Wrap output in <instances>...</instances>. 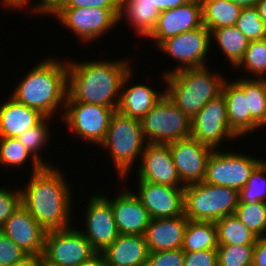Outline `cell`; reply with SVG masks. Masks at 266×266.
<instances>
[{"label": "cell", "mask_w": 266, "mask_h": 266, "mask_svg": "<svg viewBox=\"0 0 266 266\" xmlns=\"http://www.w3.org/2000/svg\"><path fill=\"white\" fill-rule=\"evenodd\" d=\"M115 110L102 105L66 101L64 110H61L64 113L59 116L77 138L97 146L104 141Z\"/></svg>", "instance_id": "8"}, {"label": "cell", "mask_w": 266, "mask_h": 266, "mask_svg": "<svg viewBox=\"0 0 266 266\" xmlns=\"http://www.w3.org/2000/svg\"><path fill=\"white\" fill-rule=\"evenodd\" d=\"M187 222L184 214L173 218L151 219L144 233L149 251L180 249Z\"/></svg>", "instance_id": "21"}, {"label": "cell", "mask_w": 266, "mask_h": 266, "mask_svg": "<svg viewBox=\"0 0 266 266\" xmlns=\"http://www.w3.org/2000/svg\"><path fill=\"white\" fill-rule=\"evenodd\" d=\"M37 266H53V265L47 263L44 259L41 258V259L38 261Z\"/></svg>", "instance_id": "52"}, {"label": "cell", "mask_w": 266, "mask_h": 266, "mask_svg": "<svg viewBox=\"0 0 266 266\" xmlns=\"http://www.w3.org/2000/svg\"><path fill=\"white\" fill-rule=\"evenodd\" d=\"M255 7L259 12L260 19L266 27V0H259Z\"/></svg>", "instance_id": "50"}, {"label": "cell", "mask_w": 266, "mask_h": 266, "mask_svg": "<svg viewBox=\"0 0 266 266\" xmlns=\"http://www.w3.org/2000/svg\"><path fill=\"white\" fill-rule=\"evenodd\" d=\"M7 99L0 105V137L17 138L45 117L11 96Z\"/></svg>", "instance_id": "25"}, {"label": "cell", "mask_w": 266, "mask_h": 266, "mask_svg": "<svg viewBox=\"0 0 266 266\" xmlns=\"http://www.w3.org/2000/svg\"><path fill=\"white\" fill-rule=\"evenodd\" d=\"M62 8L120 9V0H67Z\"/></svg>", "instance_id": "43"}, {"label": "cell", "mask_w": 266, "mask_h": 266, "mask_svg": "<svg viewBox=\"0 0 266 266\" xmlns=\"http://www.w3.org/2000/svg\"><path fill=\"white\" fill-rule=\"evenodd\" d=\"M218 245H255L257 236L231 214L215 222Z\"/></svg>", "instance_id": "31"}, {"label": "cell", "mask_w": 266, "mask_h": 266, "mask_svg": "<svg viewBox=\"0 0 266 266\" xmlns=\"http://www.w3.org/2000/svg\"><path fill=\"white\" fill-rule=\"evenodd\" d=\"M234 214L257 237L266 235V203H238Z\"/></svg>", "instance_id": "34"}, {"label": "cell", "mask_w": 266, "mask_h": 266, "mask_svg": "<svg viewBox=\"0 0 266 266\" xmlns=\"http://www.w3.org/2000/svg\"><path fill=\"white\" fill-rule=\"evenodd\" d=\"M262 160L233 150L225 152L222 149H214L209 156L203 182L233 188L239 192Z\"/></svg>", "instance_id": "9"}, {"label": "cell", "mask_w": 266, "mask_h": 266, "mask_svg": "<svg viewBox=\"0 0 266 266\" xmlns=\"http://www.w3.org/2000/svg\"><path fill=\"white\" fill-rule=\"evenodd\" d=\"M13 190L7 187L0 188V230L7 218L21 204V188Z\"/></svg>", "instance_id": "40"}, {"label": "cell", "mask_w": 266, "mask_h": 266, "mask_svg": "<svg viewBox=\"0 0 266 266\" xmlns=\"http://www.w3.org/2000/svg\"><path fill=\"white\" fill-rule=\"evenodd\" d=\"M168 145L181 183L186 186L203 182L207 162L214 149L192 137Z\"/></svg>", "instance_id": "15"}, {"label": "cell", "mask_w": 266, "mask_h": 266, "mask_svg": "<svg viewBox=\"0 0 266 266\" xmlns=\"http://www.w3.org/2000/svg\"><path fill=\"white\" fill-rule=\"evenodd\" d=\"M95 253L78 226L72 225L47 231L41 257L53 266H76Z\"/></svg>", "instance_id": "11"}, {"label": "cell", "mask_w": 266, "mask_h": 266, "mask_svg": "<svg viewBox=\"0 0 266 266\" xmlns=\"http://www.w3.org/2000/svg\"><path fill=\"white\" fill-rule=\"evenodd\" d=\"M41 258H42L41 256H37V255H28L27 257H25L21 261L16 262L10 266H37L38 261Z\"/></svg>", "instance_id": "49"}, {"label": "cell", "mask_w": 266, "mask_h": 266, "mask_svg": "<svg viewBox=\"0 0 266 266\" xmlns=\"http://www.w3.org/2000/svg\"><path fill=\"white\" fill-rule=\"evenodd\" d=\"M239 192L205 182L184 187V215L188 220L213 222L234 214Z\"/></svg>", "instance_id": "6"}, {"label": "cell", "mask_w": 266, "mask_h": 266, "mask_svg": "<svg viewBox=\"0 0 266 266\" xmlns=\"http://www.w3.org/2000/svg\"><path fill=\"white\" fill-rule=\"evenodd\" d=\"M254 245H218V266H252Z\"/></svg>", "instance_id": "37"}, {"label": "cell", "mask_w": 266, "mask_h": 266, "mask_svg": "<svg viewBox=\"0 0 266 266\" xmlns=\"http://www.w3.org/2000/svg\"><path fill=\"white\" fill-rule=\"evenodd\" d=\"M185 252L180 249L149 252L146 266H184Z\"/></svg>", "instance_id": "41"}, {"label": "cell", "mask_w": 266, "mask_h": 266, "mask_svg": "<svg viewBox=\"0 0 266 266\" xmlns=\"http://www.w3.org/2000/svg\"><path fill=\"white\" fill-rule=\"evenodd\" d=\"M160 11L150 0H121L119 21L124 17L131 28L142 38H147L154 30Z\"/></svg>", "instance_id": "26"}, {"label": "cell", "mask_w": 266, "mask_h": 266, "mask_svg": "<svg viewBox=\"0 0 266 266\" xmlns=\"http://www.w3.org/2000/svg\"><path fill=\"white\" fill-rule=\"evenodd\" d=\"M133 191L151 219L173 218L184 214V188L153 184L138 179Z\"/></svg>", "instance_id": "16"}, {"label": "cell", "mask_w": 266, "mask_h": 266, "mask_svg": "<svg viewBox=\"0 0 266 266\" xmlns=\"http://www.w3.org/2000/svg\"><path fill=\"white\" fill-rule=\"evenodd\" d=\"M153 5L161 12L164 10L173 9L180 5L186 4L190 0H150Z\"/></svg>", "instance_id": "46"}, {"label": "cell", "mask_w": 266, "mask_h": 266, "mask_svg": "<svg viewBox=\"0 0 266 266\" xmlns=\"http://www.w3.org/2000/svg\"><path fill=\"white\" fill-rule=\"evenodd\" d=\"M67 61L41 59L25 74L12 94L17 102L38 110L52 118L58 109H64L67 97ZM63 106V107H62Z\"/></svg>", "instance_id": "3"}, {"label": "cell", "mask_w": 266, "mask_h": 266, "mask_svg": "<svg viewBox=\"0 0 266 266\" xmlns=\"http://www.w3.org/2000/svg\"><path fill=\"white\" fill-rule=\"evenodd\" d=\"M218 248L217 227L213 222L188 220L181 249L195 252Z\"/></svg>", "instance_id": "29"}, {"label": "cell", "mask_w": 266, "mask_h": 266, "mask_svg": "<svg viewBox=\"0 0 266 266\" xmlns=\"http://www.w3.org/2000/svg\"><path fill=\"white\" fill-rule=\"evenodd\" d=\"M21 187V203L46 230L64 229L70 224L72 191L63 171L57 166L31 173Z\"/></svg>", "instance_id": "2"}, {"label": "cell", "mask_w": 266, "mask_h": 266, "mask_svg": "<svg viewBox=\"0 0 266 266\" xmlns=\"http://www.w3.org/2000/svg\"><path fill=\"white\" fill-rule=\"evenodd\" d=\"M140 121L149 144H168L191 137V120L166 95Z\"/></svg>", "instance_id": "7"}, {"label": "cell", "mask_w": 266, "mask_h": 266, "mask_svg": "<svg viewBox=\"0 0 266 266\" xmlns=\"http://www.w3.org/2000/svg\"><path fill=\"white\" fill-rule=\"evenodd\" d=\"M191 137L213 149L221 148L224 140L239 139L228 125L223 94L210 100L191 120Z\"/></svg>", "instance_id": "13"}, {"label": "cell", "mask_w": 266, "mask_h": 266, "mask_svg": "<svg viewBox=\"0 0 266 266\" xmlns=\"http://www.w3.org/2000/svg\"><path fill=\"white\" fill-rule=\"evenodd\" d=\"M234 82L244 91L251 117L261 126L266 120V78H236Z\"/></svg>", "instance_id": "30"}, {"label": "cell", "mask_w": 266, "mask_h": 266, "mask_svg": "<svg viewBox=\"0 0 266 266\" xmlns=\"http://www.w3.org/2000/svg\"><path fill=\"white\" fill-rule=\"evenodd\" d=\"M76 266H106L103 255L101 253H95L88 260L76 265Z\"/></svg>", "instance_id": "48"}, {"label": "cell", "mask_w": 266, "mask_h": 266, "mask_svg": "<svg viewBox=\"0 0 266 266\" xmlns=\"http://www.w3.org/2000/svg\"><path fill=\"white\" fill-rule=\"evenodd\" d=\"M235 26L249 41L266 38V27L255 6L242 8Z\"/></svg>", "instance_id": "38"}, {"label": "cell", "mask_w": 266, "mask_h": 266, "mask_svg": "<svg viewBox=\"0 0 266 266\" xmlns=\"http://www.w3.org/2000/svg\"><path fill=\"white\" fill-rule=\"evenodd\" d=\"M234 4L241 8L254 7L259 0H231Z\"/></svg>", "instance_id": "51"}, {"label": "cell", "mask_w": 266, "mask_h": 266, "mask_svg": "<svg viewBox=\"0 0 266 266\" xmlns=\"http://www.w3.org/2000/svg\"><path fill=\"white\" fill-rule=\"evenodd\" d=\"M203 26L201 0H190L179 7L159 13L157 24L147 39L158 47L163 41L178 34Z\"/></svg>", "instance_id": "18"}, {"label": "cell", "mask_w": 266, "mask_h": 266, "mask_svg": "<svg viewBox=\"0 0 266 266\" xmlns=\"http://www.w3.org/2000/svg\"><path fill=\"white\" fill-rule=\"evenodd\" d=\"M217 42L218 49L235 69L242 61L250 41L236 26L217 28L211 32V41Z\"/></svg>", "instance_id": "28"}, {"label": "cell", "mask_w": 266, "mask_h": 266, "mask_svg": "<svg viewBox=\"0 0 266 266\" xmlns=\"http://www.w3.org/2000/svg\"><path fill=\"white\" fill-rule=\"evenodd\" d=\"M50 117H44L37 125L31 127L27 131H24L17 139L22 143L23 146L45 167H53L50 161L42 159L41 150L45 148L44 146L49 143L50 139V127H49ZM47 161V162H46Z\"/></svg>", "instance_id": "33"}, {"label": "cell", "mask_w": 266, "mask_h": 266, "mask_svg": "<svg viewBox=\"0 0 266 266\" xmlns=\"http://www.w3.org/2000/svg\"><path fill=\"white\" fill-rule=\"evenodd\" d=\"M137 178L153 184L184 188L168 144L147 143L141 155Z\"/></svg>", "instance_id": "17"}, {"label": "cell", "mask_w": 266, "mask_h": 266, "mask_svg": "<svg viewBox=\"0 0 266 266\" xmlns=\"http://www.w3.org/2000/svg\"><path fill=\"white\" fill-rule=\"evenodd\" d=\"M253 266H266V235L258 237L253 249Z\"/></svg>", "instance_id": "45"}, {"label": "cell", "mask_w": 266, "mask_h": 266, "mask_svg": "<svg viewBox=\"0 0 266 266\" xmlns=\"http://www.w3.org/2000/svg\"><path fill=\"white\" fill-rule=\"evenodd\" d=\"M27 256L22 248L0 231V266L13 265Z\"/></svg>", "instance_id": "39"}, {"label": "cell", "mask_w": 266, "mask_h": 266, "mask_svg": "<svg viewBox=\"0 0 266 266\" xmlns=\"http://www.w3.org/2000/svg\"><path fill=\"white\" fill-rule=\"evenodd\" d=\"M149 252L144 235L119 234L101 254L106 266H146Z\"/></svg>", "instance_id": "23"}, {"label": "cell", "mask_w": 266, "mask_h": 266, "mask_svg": "<svg viewBox=\"0 0 266 266\" xmlns=\"http://www.w3.org/2000/svg\"><path fill=\"white\" fill-rule=\"evenodd\" d=\"M131 69L124 77L117 111L131 118L141 120L153 106L165 95L164 91L155 92L151 86L137 83L127 85L133 78ZM129 87V88H127Z\"/></svg>", "instance_id": "22"}, {"label": "cell", "mask_w": 266, "mask_h": 266, "mask_svg": "<svg viewBox=\"0 0 266 266\" xmlns=\"http://www.w3.org/2000/svg\"><path fill=\"white\" fill-rule=\"evenodd\" d=\"M203 25L212 32L217 28L235 26L241 7L231 0H201Z\"/></svg>", "instance_id": "27"}, {"label": "cell", "mask_w": 266, "mask_h": 266, "mask_svg": "<svg viewBox=\"0 0 266 266\" xmlns=\"http://www.w3.org/2000/svg\"><path fill=\"white\" fill-rule=\"evenodd\" d=\"M1 2L3 3L4 8H9V10L12 8V10H24V8L30 4V0H1Z\"/></svg>", "instance_id": "47"}, {"label": "cell", "mask_w": 266, "mask_h": 266, "mask_svg": "<svg viewBox=\"0 0 266 266\" xmlns=\"http://www.w3.org/2000/svg\"><path fill=\"white\" fill-rule=\"evenodd\" d=\"M127 59L67 60L66 101L117 109L124 77L133 68Z\"/></svg>", "instance_id": "1"}, {"label": "cell", "mask_w": 266, "mask_h": 266, "mask_svg": "<svg viewBox=\"0 0 266 266\" xmlns=\"http://www.w3.org/2000/svg\"><path fill=\"white\" fill-rule=\"evenodd\" d=\"M28 159L32 162L33 170H31V173L38 172L45 167L17 138L0 137V164L2 166L7 168H22Z\"/></svg>", "instance_id": "32"}, {"label": "cell", "mask_w": 266, "mask_h": 266, "mask_svg": "<svg viewBox=\"0 0 266 266\" xmlns=\"http://www.w3.org/2000/svg\"><path fill=\"white\" fill-rule=\"evenodd\" d=\"M146 144L141 121L115 110L99 147L109 150L108 156H111L119 181H122L131 173L134 162L141 159Z\"/></svg>", "instance_id": "5"}, {"label": "cell", "mask_w": 266, "mask_h": 266, "mask_svg": "<svg viewBox=\"0 0 266 266\" xmlns=\"http://www.w3.org/2000/svg\"><path fill=\"white\" fill-rule=\"evenodd\" d=\"M208 68L206 65L163 75L165 95L190 120L210 100L222 94L226 78L219 72L213 74Z\"/></svg>", "instance_id": "4"}, {"label": "cell", "mask_w": 266, "mask_h": 266, "mask_svg": "<svg viewBox=\"0 0 266 266\" xmlns=\"http://www.w3.org/2000/svg\"><path fill=\"white\" fill-rule=\"evenodd\" d=\"M239 68L245 69L247 74L252 73L253 78H266V38L250 41L242 61L235 69Z\"/></svg>", "instance_id": "35"}, {"label": "cell", "mask_w": 266, "mask_h": 266, "mask_svg": "<svg viewBox=\"0 0 266 266\" xmlns=\"http://www.w3.org/2000/svg\"><path fill=\"white\" fill-rule=\"evenodd\" d=\"M222 94L226 100L227 120L230 129L238 136L243 137L255 133L260 125L251 117L247 98L244 91L234 82H224Z\"/></svg>", "instance_id": "24"}, {"label": "cell", "mask_w": 266, "mask_h": 266, "mask_svg": "<svg viewBox=\"0 0 266 266\" xmlns=\"http://www.w3.org/2000/svg\"><path fill=\"white\" fill-rule=\"evenodd\" d=\"M119 13L120 9L61 8L54 18L72 31L80 42L92 44L120 24Z\"/></svg>", "instance_id": "10"}, {"label": "cell", "mask_w": 266, "mask_h": 266, "mask_svg": "<svg viewBox=\"0 0 266 266\" xmlns=\"http://www.w3.org/2000/svg\"><path fill=\"white\" fill-rule=\"evenodd\" d=\"M211 32L203 25L200 28L187 31L163 41L157 48L159 51L173 58L180 66L168 70L163 75H168L179 70L206 66L205 58L211 48Z\"/></svg>", "instance_id": "12"}, {"label": "cell", "mask_w": 266, "mask_h": 266, "mask_svg": "<svg viewBox=\"0 0 266 266\" xmlns=\"http://www.w3.org/2000/svg\"><path fill=\"white\" fill-rule=\"evenodd\" d=\"M266 203V160H262L251 172L246 185L239 191L238 203Z\"/></svg>", "instance_id": "36"}, {"label": "cell", "mask_w": 266, "mask_h": 266, "mask_svg": "<svg viewBox=\"0 0 266 266\" xmlns=\"http://www.w3.org/2000/svg\"><path fill=\"white\" fill-rule=\"evenodd\" d=\"M67 0H40L36 4H29V12L36 15L54 16L65 4Z\"/></svg>", "instance_id": "44"}, {"label": "cell", "mask_w": 266, "mask_h": 266, "mask_svg": "<svg viewBox=\"0 0 266 266\" xmlns=\"http://www.w3.org/2000/svg\"><path fill=\"white\" fill-rule=\"evenodd\" d=\"M263 127L265 128L266 127V120L263 122V124L260 126V128Z\"/></svg>", "instance_id": "53"}, {"label": "cell", "mask_w": 266, "mask_h": 266, "mask_svg": "<svg viewBox=\"0 0 266 266\" xmlns=\"http://www.w3.org/2000/svg\"><path fill=\"white\" fill-rule=\"evenodd\" d=\"M0 231L28 255L42 256L47 231L34 219L22 203L7 218Z\"/></svg>", "instance_id": "19"}, {"label": "cell", "mask_w": 266, "mask_h": 266, "mask_svg": "<svg viewBox=\"0 0 266 266\" xmlns=\"http://www.w3.org/2000/svg\"><path fill=\"white\" fill-rule=\"evenodd\" d=\"M102 194L95 193L89 197L83 231L81 229L96 253H102L119 236L112 205Z\"/></svg>", "instance_id": "14"}, {"label": "cell", "mask_w": 266, "mask_h": 266, "mask_svg": "<svg viewBox=\"0 0 266 266\" xmlns=\"http://www.w3.org/2000/svg\"><path fill=\"white\" fill-rule=\"evenodd\" d=\"M117 194L111 199L107 195L103 196L112 205L119 234L144 235L151 220L148 211L134 192L125 189Z\"/></svg>", "instance_id": "20"}, {"label": "cell", "mask_w": 266, "mask_h": 266, "mask_svg": "<svg viewBox=\"0 0 266 266\" xmlns=\"http://www.w3.org/2000/svg\"><path fill=\"white\" fill-rule=\"evenodd\" d=\"M184 266H218L217 249L185 252Z\"/></svg>", "instance_id": "42"}]
</instances>
